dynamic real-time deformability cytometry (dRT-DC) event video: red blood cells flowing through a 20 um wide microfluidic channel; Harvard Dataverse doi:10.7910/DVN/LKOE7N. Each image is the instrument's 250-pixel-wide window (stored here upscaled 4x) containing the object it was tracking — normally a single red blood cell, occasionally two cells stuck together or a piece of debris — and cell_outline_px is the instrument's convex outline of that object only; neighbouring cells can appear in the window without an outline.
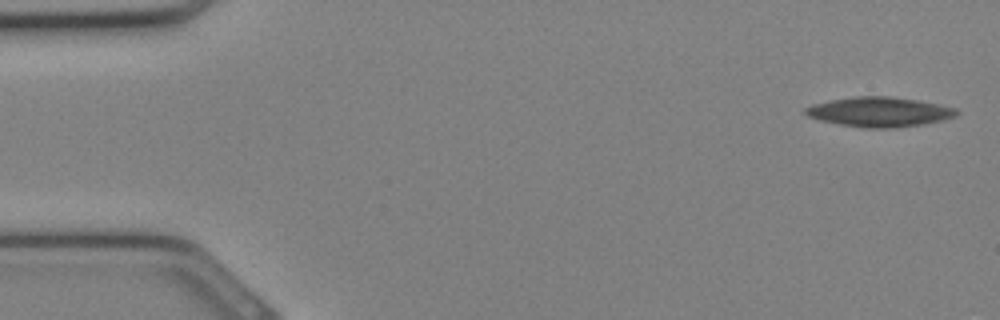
{"species": "Egyptian fruit bat (a non-hibernating species)", "species_latin": "Rousettus aegyptiacus", "temperature_condition": "cold", "stored_images_in_passage": 33, "camera_frame_rate_fps": 3000, "um_per_image_px": 0.085, "animal": {"sex": "female"}, "frame": {"image": 1, "passage_image": 1, "time_ms": 0.0, "image_size_px": [1000, 320], "cell_outline_px": [[960, 112], [956, 116], [944, 120], [924, 124], [888, 128], [864, 128], [840, 124], [820, 120], [808, 116], [804, 112], [804, 108], [812, 104], [828, 100], [852, 96], [888, 96], [916, 100], [956, 108]], "centroid_in_image_um": [74.73, 9.51], "position_along_channel_um": 10.3, "area_um2": 26.18}}
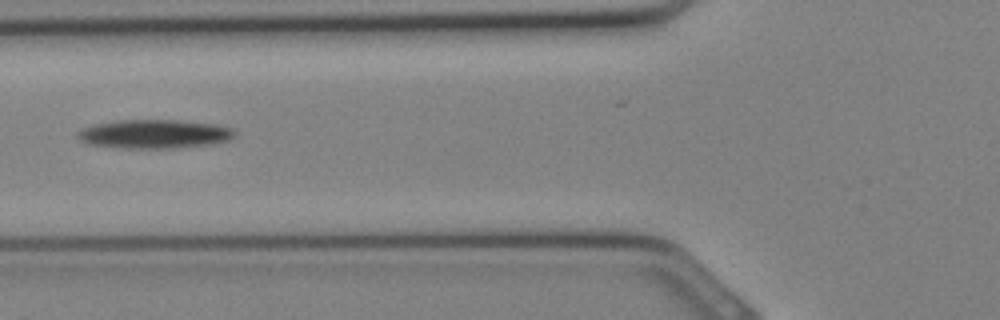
{"frame": {"image": 2, "passage_image": 12, "time_ms": 3.667, "image_size_px": [1000, 320], "cell_outline_px": [[236, 136], [228, 140], [216, 144], [180, 148], [124, 148], [88, 144], [80, 140], [76, 136], [76, 132], [84, 128], [96, 124], [120, 120], [180, 120], [220, 124], [236, 128]], "centroid_in_image_um": [13.23, 11.39], "position_along_channel_um": 112.6, "area_um2": 26.88}}
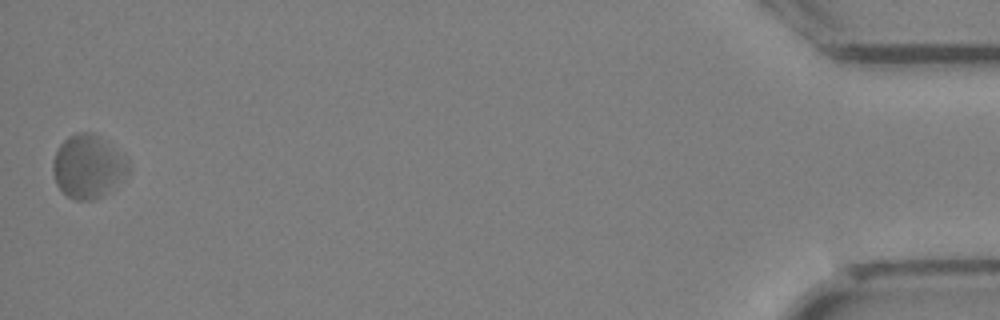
{"frame": {"image": 3, "passage_image": 32, "time_ms": 10.333, "image_size_px": [1000, 320], "cell_outline_px": [[132, 168], [128, 172], [100, 196], [92, 200], [76, 200], [68, 196], [56, 184], [52, 172], [52, 164], [56, 152], [60, 144], [68, 136], [76, 132], [92, 132], [100, 136], [128, 160]], "centroid_in_image_um": [7.45, 14.12], "position_along_channel_um": 427.8, "area_um2": 27.4}}